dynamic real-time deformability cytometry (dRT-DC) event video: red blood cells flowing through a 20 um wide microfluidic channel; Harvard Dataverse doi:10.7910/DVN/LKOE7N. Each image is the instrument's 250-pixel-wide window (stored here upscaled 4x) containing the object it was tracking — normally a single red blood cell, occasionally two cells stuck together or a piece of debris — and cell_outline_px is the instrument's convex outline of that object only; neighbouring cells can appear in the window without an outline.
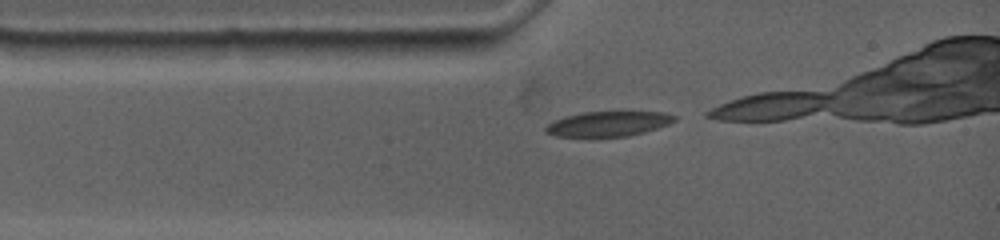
{"species": "common noctule bat (a hibernating species)", "species_latin": "Nyctalus noctula", "temperature_condition": "warm", "stored_images_in_passage": 3, "camera_frame_rate_fps": 4500, "um_per_image_px": 0.085, "animal": {"sex": "female", "body_mass_g": 19.0, "forearm_length_mm": 53.3}, "frame": {"image": 1, "passage_image": 3, "time_ms": 0.889, "image_size_px": [1000, 240], "cell_outline_px": [[676, 120], [668, 124], [644, 132], [628, 136], [588, 140], [556, 136], [544, 132], [544, 128], [552, 120], [564, 116], [584, 112], [664, 112], [676, 116]], "centroid_in_image_um": [51.58, 10.58], "position_along_channel_um": 33.4, "area_um2": 19.65}}